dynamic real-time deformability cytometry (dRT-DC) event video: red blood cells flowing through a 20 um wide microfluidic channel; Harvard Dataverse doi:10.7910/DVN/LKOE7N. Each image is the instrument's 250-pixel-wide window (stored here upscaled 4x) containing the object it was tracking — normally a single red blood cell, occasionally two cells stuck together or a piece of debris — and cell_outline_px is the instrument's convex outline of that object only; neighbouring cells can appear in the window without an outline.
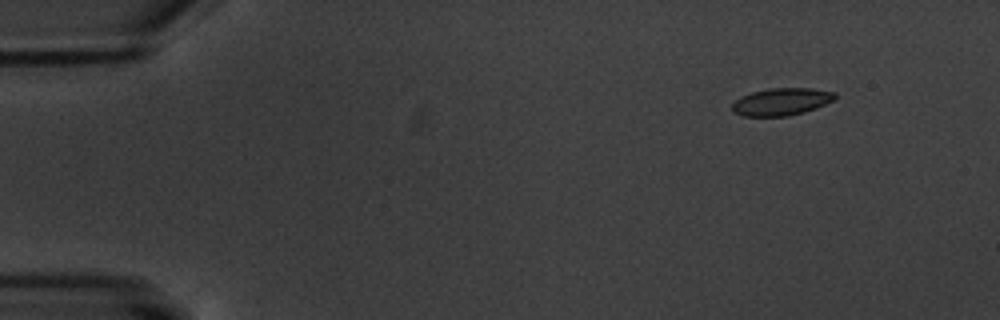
{"species": "common noctule bat (a hibernating species)", "species_latin": "Nyctalus noctula", "temperature_condition": "warm", "stored_images_in_passage": 10, "camera_frame_rate_fps": 3000, "um_per_image_px": 0.085, "animal": {"sex": "male", "body_mass_g": 20.1, "forearm_length_mm": 53.5}, "frame": {"image": 1, "passage_image": 1, "time_ms": 0.0, "image_size_px": [1000, 320], "cell_outline_px": [[836, 96], [832, 100], [816, 108], [804, 112], [788, 116], [744, 116], [732, 112], [732, 104], [740, 96], [752, 92], [772, 88], [812, 88], [836, 92]], "centroid_in_image_um": [66.4, 8.64], "position_along_channel_um": 18.6, "area_um2": 16.36}}
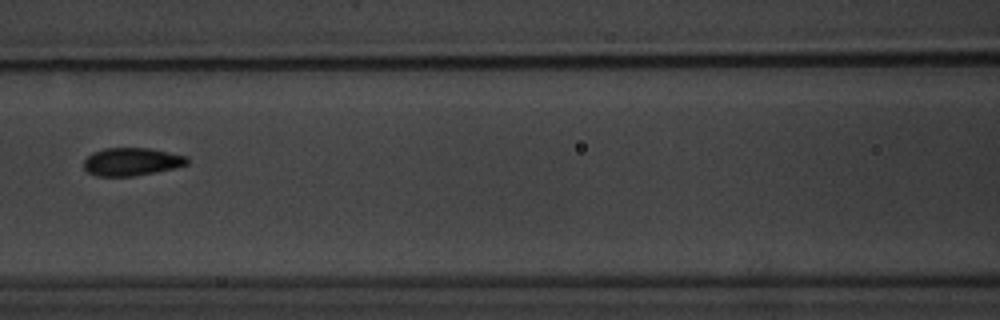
{"frame": {"image": 2, "passage_image": 6, "time_ms": 7.0, "image_size_px": [1000, 320], "cell_outline_px": [[188, 164], [176, 168], [132, 176], [96, 176], [88, 172], [84, 168], [84, 160], [92, 152], [104, 148], [152, 148], [188, 156]], "centroid_in_image_um": [11.21, 13.73], "position_along_channel_um": 155.4, "area_um2": 16.94}}
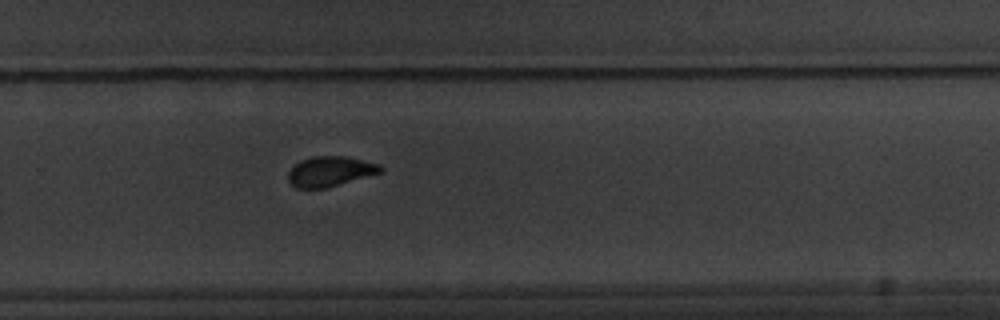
{"frame": {"image": 3, "passage_image": 10, "time_ms": 11.333, "image_size_px": [1000, 320], "cell_outline_px": [[384, 172], [328, 188], [296, 188], [288, 180], [288, 172], [300, 160], [312, 156], [344, 156], [380, 164], [384, 168]], "centroid_in_image_um": [28.1, 14.57], "position_along_channel_um": 301.7, "area_um2": 16.36}}